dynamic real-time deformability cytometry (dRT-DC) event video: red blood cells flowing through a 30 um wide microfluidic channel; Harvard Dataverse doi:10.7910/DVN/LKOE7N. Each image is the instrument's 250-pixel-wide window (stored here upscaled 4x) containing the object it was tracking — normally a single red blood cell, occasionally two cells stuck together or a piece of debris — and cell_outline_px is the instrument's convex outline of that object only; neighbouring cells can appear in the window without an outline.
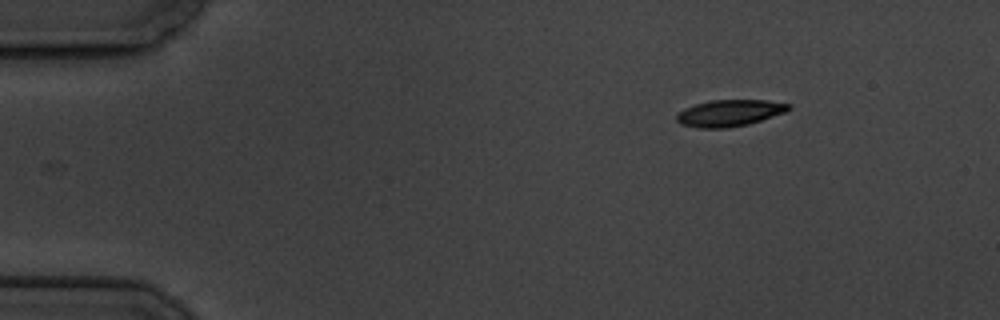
{"species": "common noctule bat (a hibernating species)", "species_latin": "Nyctalus noctula", "temperature_condition": "cold", "stored_images_in_passage": 3, "camera_frame_rate_fps": 3000, "um_per_image_px": 0.085, "animal": {"sex": "male", "body_mass_g": 19.5, "forearm_length_mm": 54.6}, "frame": {"image": 1, "passage_image": 1, "time_ms": 0.0, "image_size_px": [1000, 320], "cell_outline_px": [[792, 108], [784, 112], [748, 124], [724, 128], [696, 128], [680, 124], [676, 120], [676, 112], [684, 108], [708, 100], [768, 100], [792, 104]], "centroid_in_image_um": [61.97, 9.6], "position_along_channel_um": 23.0, "area_um2": 17.46}}
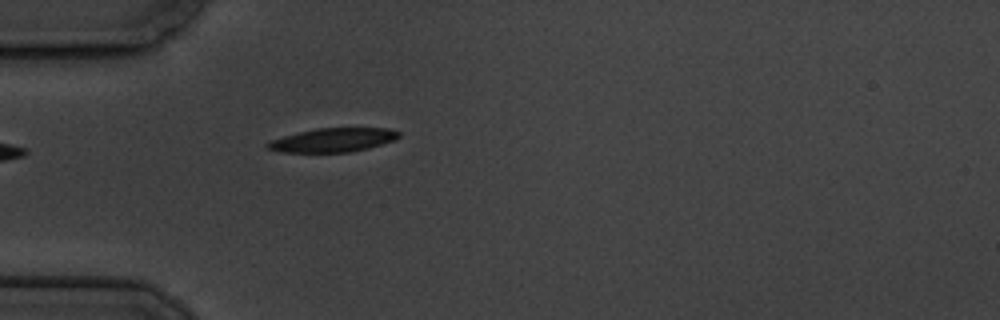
{"frame": {"image": 2, "passage_image": 3, "time_ms": 3.0, "image_size_px": [1000, 320], "cell_outline_px": [[400, 136], [392, 140], [368, 148], [352, 152], [280, 152], [268, 148], [264, 144], [272, 140], [296, 132], [316, 128], [392, 128], [400, 132]], "centroid_in_image_um": [28.29, 11.89], "position_along_channel_um": 56.7, "area_um2": 18.21}}